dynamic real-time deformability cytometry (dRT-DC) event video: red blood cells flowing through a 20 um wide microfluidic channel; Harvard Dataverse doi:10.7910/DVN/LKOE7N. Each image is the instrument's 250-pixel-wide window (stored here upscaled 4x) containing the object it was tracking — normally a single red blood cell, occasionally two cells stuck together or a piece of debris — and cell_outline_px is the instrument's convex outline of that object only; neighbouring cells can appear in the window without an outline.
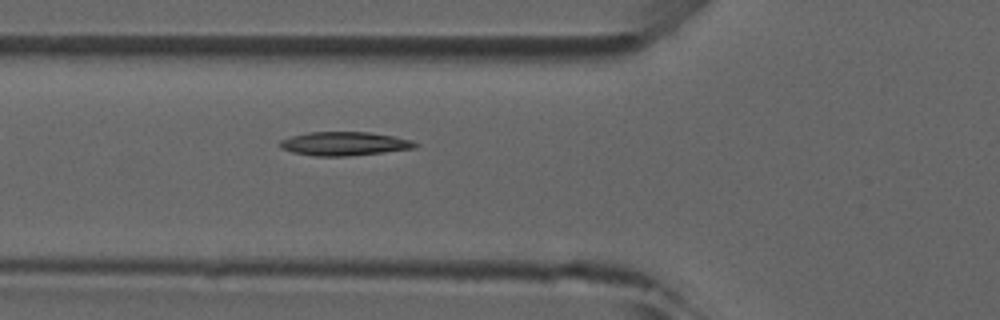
{"species": "common noctule bat (a hibernating species)", "species_latin": "Nyctalus noctula", "temperature_condition": "room temperature", "stored_images_in_passage": 3, "camera_frame_rate_fps": 3000, "um_per_image_px": 0.085, "animal": {"sex": "male", "forearm_length_mm": 52.5}, "frame": {"image": 1, "passage_image": 2, "time_ms": 1.333, "image_size_px": [1000, 320], "cell_outline_px": [[420, 144], [416, 148], [384, 152], [348, 156], [312, 156], [292, 152], [280, 148], [280, 140], [292, 136], [308, 132], [368, 132], [392, 136], [412, 140]], "centroid_in_image_um": [29.27, 12.22], "position_along_channel_um": 96.5, "area_um2": 18.73}}